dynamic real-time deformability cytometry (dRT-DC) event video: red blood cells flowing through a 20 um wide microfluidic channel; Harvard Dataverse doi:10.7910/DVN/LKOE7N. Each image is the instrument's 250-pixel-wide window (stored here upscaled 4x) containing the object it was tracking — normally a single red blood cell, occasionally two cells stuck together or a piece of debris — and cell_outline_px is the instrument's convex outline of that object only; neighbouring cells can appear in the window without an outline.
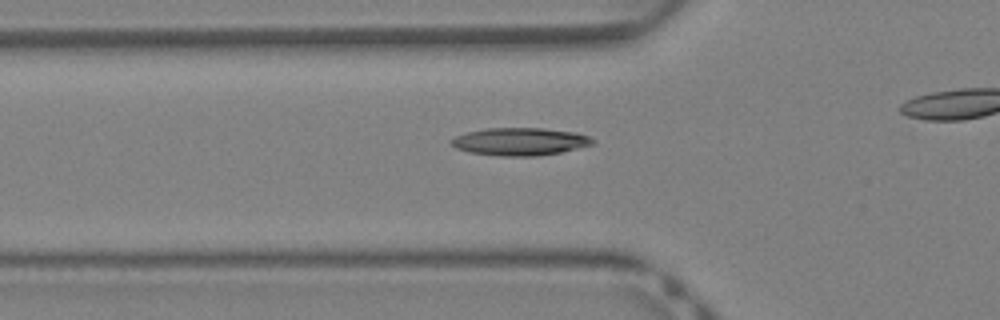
{"species": "Egyptian fruit bat (a non-hibernating species)", "species_latin": "Rousettus aegyptiacus", "temperature_condition": "warm", "stored_images_in_passage": 27, "camera_frame_rate_fps": 3000, "um_per_image_px": 0.085, "animal": {"sex": "female"}, "frame": {"image": 1, "passage_image": 8, "time_ms": 2.333, "image_size_px": [1000, 320], "cell_outline_px": [[596, 144], [560, 152], [536, 156], [500, 156], [468, 152], [456, 148], [448, 140], [456, 136], [468, 132], [488, 128], [544, 128], [576, 132], [588, 136], [596, 140]], "centroid_in_image_um": [44.22, 12.03], "position_along_channel_um": 81.6, "area_um2": 22.89}}
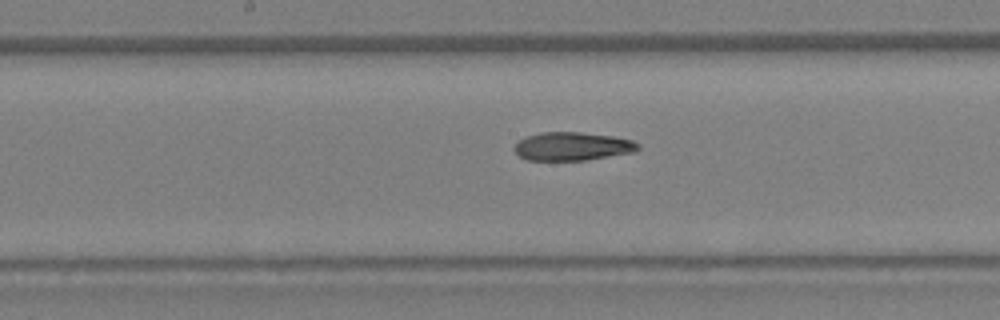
{"frame": {"image": 2, "passage_image": 15, "time_ms": 4.667, "image_size_px": [1000, 320], "cell_outline_px": [[640, 148], [632, 152], [584, 160], [528, 160], [520, 156], [512, 148], [524, 136], [540, 132], [580, 132], [612, 136], [632, 140], [640, 144]], "centroid_in_image_um": [48.62, 12.43], "position_along_channel_um": 199.6, "area_um2": 20.35}}
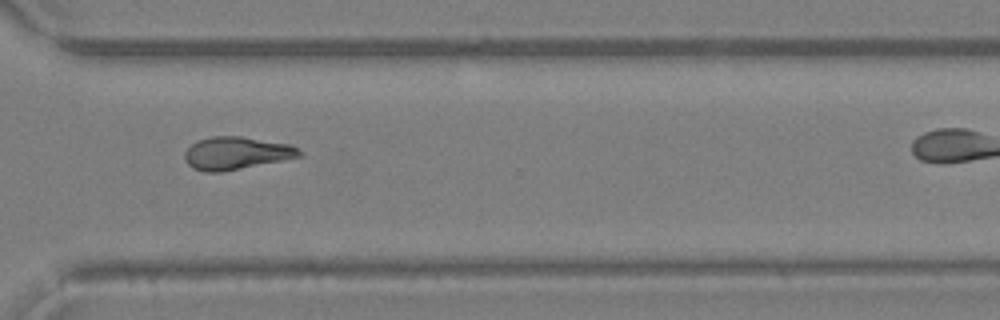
{"frame": {"image": 3, "passage_image": 24, "time_ms": 7.667, "image_size_px": [1000, 320], "cell_outline_px": [[304, 156], [220, 172], [204, 172], [192, 168], [188, 164], [184, 156], [184, 152], [196, 140], [212, 136], [240, 136], [288, 144], [300, 148], [304, 152]], "centroid_in_image_um": [20.1, 13.01], "position_along_channel_um": 350.5, "area_um2": 21.91}}